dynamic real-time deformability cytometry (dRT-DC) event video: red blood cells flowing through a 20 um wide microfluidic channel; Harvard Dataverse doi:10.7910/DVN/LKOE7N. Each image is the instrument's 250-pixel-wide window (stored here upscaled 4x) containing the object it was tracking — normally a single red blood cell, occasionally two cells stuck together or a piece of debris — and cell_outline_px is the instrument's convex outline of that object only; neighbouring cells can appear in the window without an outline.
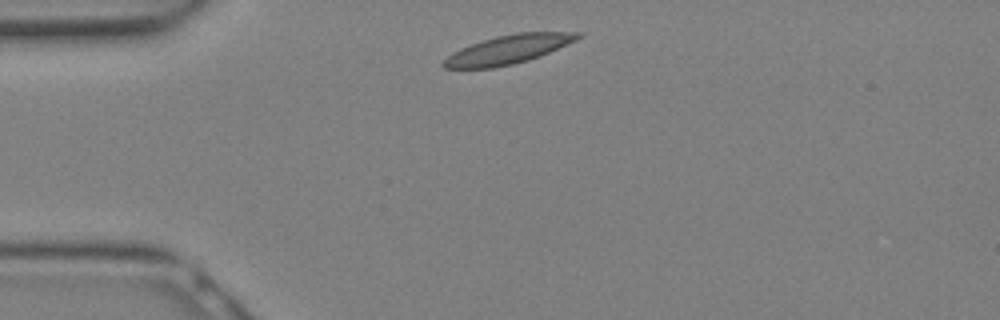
{"species": "Egyptian fruit bat (a non-hibernating species)", "species_latin": "Rousettus aegyptiacus", "temperature_condition": "warm", "stored_images_in_passage": 10, "camera_frame_rate_fps": 3000, "um_per_image_px": 0.085, "animal": {"sex": "female"}, "frame": {"image": 1, "passage_image": 1, "time_ms": 0.0, "image_size_px": [1000, 320], "cell_outline_px": [[580, 36], [576, 40], [540, 56], [528, 60], [512, 64], [492, 68], [444, 68], [440, 64], [452, 52], [460, 48], [496, 36], [516, 32], [580, 32]], "centroid_in_image_um": [43.17, 4.21], "position_along_channel_um": 41.8, "area_um2": 22.25}}
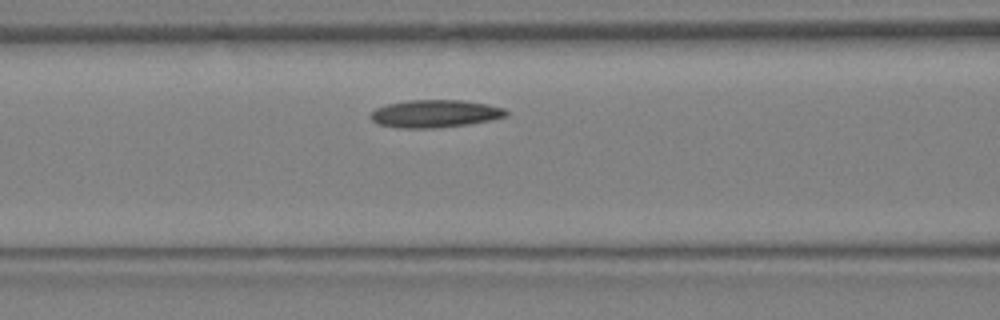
{"frame": {"image": 2, "passage_image": 6, "time_ms": 1.667, "image_size_px": [1000, 320], "cell_outline_px": [[508, 116], [492, 120], [468, 124], [436, 128], [396, 128], [380, 124], [372, 120], [368, 116], [376, 108], [388, 104], [408, 100], [464, 100], [488, 104], [504, 108], [508, 112]], "centroid_in_image_um": [37.0, 9.66], "position_along_channel_um": 129.6, "area_um2": 21.96}}
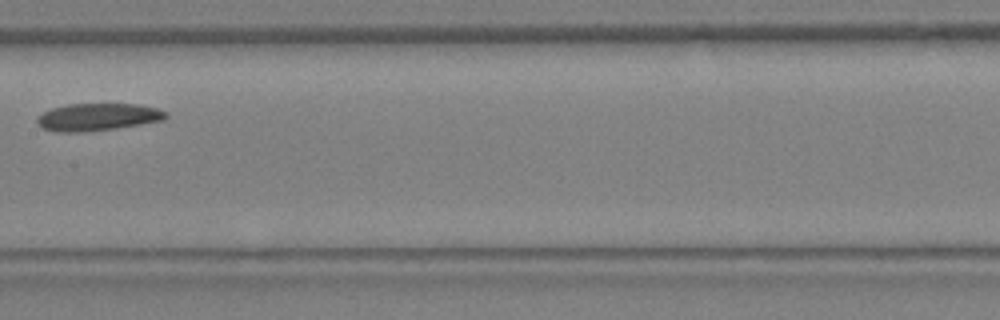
{"frame": {"image": 3, "passage_image": 9, "time_ms": 2.667, "image_size_px": [1000, 320], "cell_outline_px": [[168, 116], [164, 120], [140, 124], [84, 132], [56, 132], [44, 128], [36, 124], [36, 120], [44, 112], [52, 108], [68, 104], [140, 104], [156, 108], [168, 112]], "centroid_in_image_um": [8.32, 9.94], "position_along_channel_um": 199.1, "area_um2": 20.4}}